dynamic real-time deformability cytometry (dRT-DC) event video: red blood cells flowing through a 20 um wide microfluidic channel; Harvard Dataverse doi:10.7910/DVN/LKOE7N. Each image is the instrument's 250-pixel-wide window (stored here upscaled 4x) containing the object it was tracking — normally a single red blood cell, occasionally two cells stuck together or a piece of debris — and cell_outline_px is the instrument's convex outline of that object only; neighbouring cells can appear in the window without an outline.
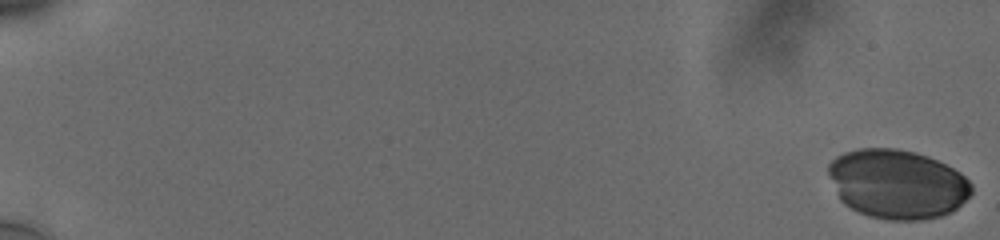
{"species": "human", "species_latin": "Homo sapiens", "temperature_condition": "cold", "stored_images_in_passage": 20, "camera_frame_rate_fps": 3000, "um_per_image_px": 0.085, "donor": {"sex": "male"}, "frame": {"image": 1, "passage_image": 1, "time_ms": 0.0, "image_size_px": [1000, 240], "cell_outline_px": [[972, 192], [952, 212], [940, 216], [920, 220], [888, 220], [868, 216], [844, 204], [840, 200], [828, 172], [828, 164], [836, 156], [844, 152], [860, 148], [896, 148], [916, 152], [928, 156], [960, 172], [972, 184]], "centroid_in_image_um": [76.26, 15.64], "position_along_channel_um": 8.7, "area_um2": 57.63}}
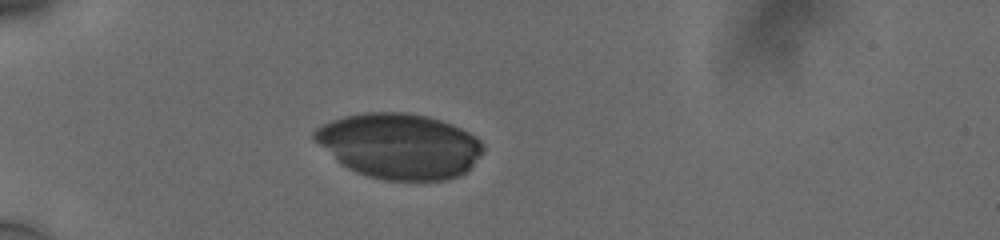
{"frame": {"image": 2, "passage_image": 15, "time_ms": 6.0, "image_size_px": [1000, 240], "cell_outline_px": [[484, 148], [480, 156], [460, 176], [444, 180], [384, 180], [368, 176], [356, 172], [348, 168], [320, 144], [312, 136], [312, 132], [316, 128], [332, 120], [344, 116], [364, 112], [404, 112], [428, 116], [452, 124], [476, 136], [480, 140]], "centroid_in_image_um": [33.97, 12.39], "position_along_channel_um": 51.0, "area_um2": 63.7}}